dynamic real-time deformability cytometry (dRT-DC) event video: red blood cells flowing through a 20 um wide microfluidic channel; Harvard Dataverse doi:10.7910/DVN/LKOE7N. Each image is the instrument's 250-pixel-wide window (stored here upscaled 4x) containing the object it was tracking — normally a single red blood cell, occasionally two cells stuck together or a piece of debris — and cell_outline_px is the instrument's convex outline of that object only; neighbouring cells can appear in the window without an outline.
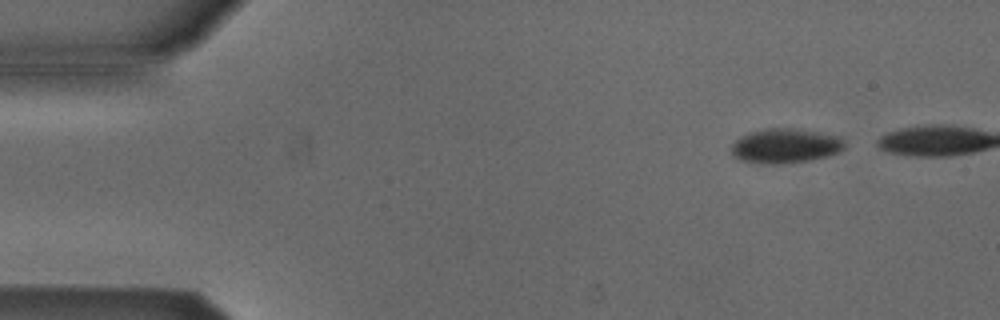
{"species": "Egyptian fruit bat (a non-hibernating species)", "species_latin": "Rousettus aegyptiacus", "temperature_condition": "cold", "stored_images_in_passage": 9, "segment_of_instrument_passage": [1, 2], "camera_frame_rate_fps": 3000, "um_per_image_px": 0.085, "animal": {"sex": "male"}, "frame": {"image": 1, "passage_image": 2, "time_ms": 0.333, "image_size_px": [1000, 320], "cell_outline_px": [[844, 148], [840, 152], [828, 156], [808, 160], [780, 164], [768, 164], [740, 160], [732, 156], [732, 144], [740, 136], [748, 132], [764, 128], [792, 128], [840, 136], [844, 140]], "centroid_in_image_um": [66.74, 12.39], "position_along_channel_um": 18.3, "area_um2": 22.89}}
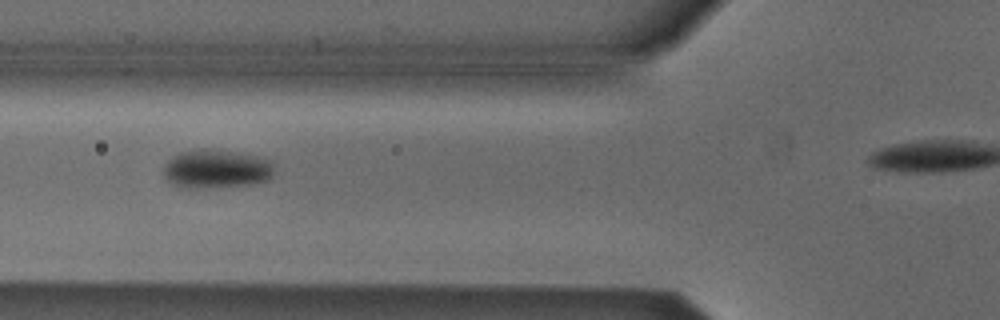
{"frame": {"image": 2, "passage_image": 6, "time_ms": 1.667, "image_size_px": [1000, 320], "cell_outline_px": [[272, 176], [268, 180], [252, 184], [212, 188], [180, 188], [172, 184], [164, 176], [164, 164], [172, 156], [180, 152], [208, 148], [232, 152], [272, 160]], "centroid_in_image_um": [18.34, 14.38], "position_along_channel_um": 107.5, "area_um2": 24.97}}
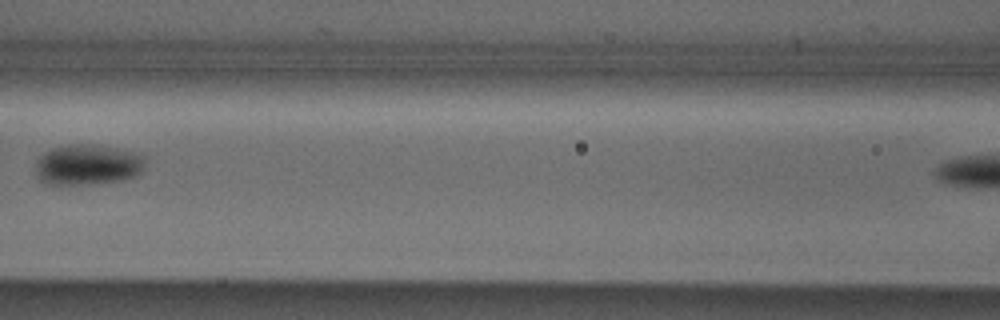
{"frame": {"image": 3, "passage_image": 7, "time_ms": 2.0, "image_size_px": [1000, 320], "cell_outline_px": [[148, 156], [144, 172], [136, 176], [124, 180], [96, 184], [44, 184], [36, 176], [36, 160], [44, 152], [52, 148], [68, 144], [88, 144], [116, 148]], "centroid_in_image_um": [7.5, 14.01], "position_along_channel_um": 159.1, "area_um2": 26.53}}